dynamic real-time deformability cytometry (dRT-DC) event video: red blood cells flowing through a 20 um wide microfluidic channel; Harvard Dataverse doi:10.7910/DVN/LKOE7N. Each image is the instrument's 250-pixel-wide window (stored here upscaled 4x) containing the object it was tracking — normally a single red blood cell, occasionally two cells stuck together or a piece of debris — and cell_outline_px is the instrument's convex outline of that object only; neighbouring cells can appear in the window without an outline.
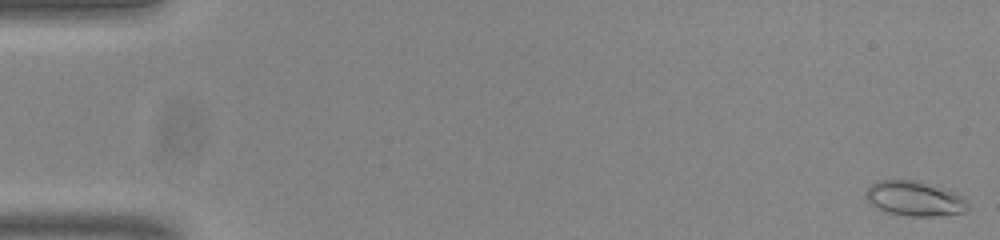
{"species": "common noctule bat (a hibernating species)", "species_latin": "Nyctalus noctula", "temperature_condition": "room temperature", "stored_images_in_passage": 54, "camera_frame_rate_fps": 3000, "um_per_image_px": 0.085, "animal": {"sex": "male", "body_mass_g": 20.0, "forearm_length_mm": 53.3}, "frame": {"image": 1, "passage_image": 1, "time_ms": 0.0, "image_size_px": [1000, 240], "cell_outline_px": [[968, 208], [964, 212], [932, 216], [904, 216], [888, 212], [868, 204], [864, 196], [864, 192], [876, 180], [920, 180], [960, 196], [968, 204]], "centroid_in_image_um": [77.64, 16.88], "position_along_channel_um": 7.4, "area_um2": 20.58}}
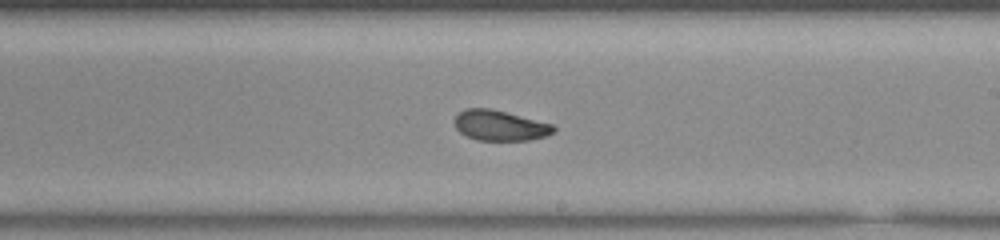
{"frame": {"image": 2, "passage_image": 32, "time_ms": 10.333, "image_size_px": [1000, 240], "cell_outline_px": [[556, 132], [532, 140], [476, 140], [460, 132], [456, 128], [456, 116], [464, 108], [492, 108], [552, 124], [556, 128]], "centroid_in_image_um": [42.52, 10.66], "position_along_channel_um": 246.5, "area_um2": 17.46}}
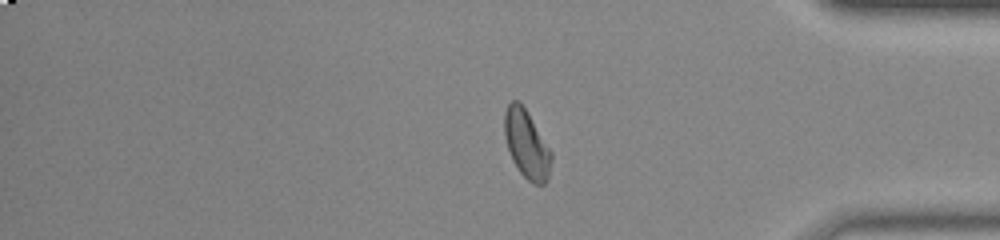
{"frame": {"image": 3, "passage_image": 45, "time_ms": 14.667, "image_size_px": [1000, 240], "cell_outline_px": [[552, 160], [548, 180], [544, 184], [532, 184], [520, 172], [512, 160], [504, 136], [504, 112], [508, 104], [512, 100], [516, 100], [524, 108], [552, 152]], "centroid_in_image_um": [44.76, 12.3], "position_along_channel_um": 390.4, "area_um2": 18.44}, "authors_computed_cell_mechanics": {"area_um2": 18.1203, "velocity_mm_per_s": 3.8172, "shape_relaxation_time_tau1_ms": 3.4346, "shape_relaxation_time_tau2_ms": 1.6596, "deformation_change_tau1": 0.1365, "deformation_change_tau2": 0.0769}}